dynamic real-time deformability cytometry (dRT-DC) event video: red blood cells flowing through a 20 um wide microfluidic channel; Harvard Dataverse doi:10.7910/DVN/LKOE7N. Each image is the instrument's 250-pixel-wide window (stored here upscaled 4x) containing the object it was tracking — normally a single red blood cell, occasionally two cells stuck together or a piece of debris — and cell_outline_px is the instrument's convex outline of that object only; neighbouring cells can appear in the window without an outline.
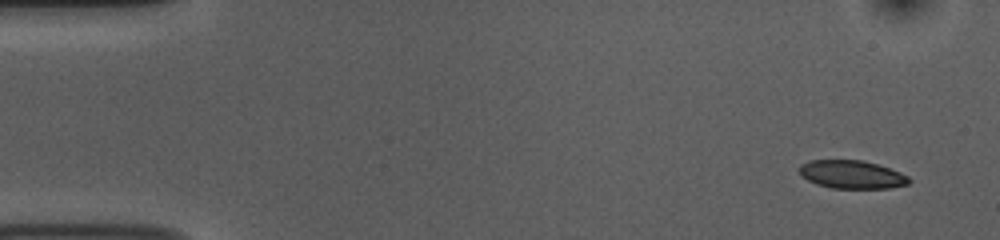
{"species": "common noctule bat (a hibernating species)", "species_latin": "Nyctalus noctula", "temperature_condition": "room temperature", "stored_images_in_passage": 53, "camera_frame_rate_fps": 3000, "um_per_image_px": 0.085, "animal": {"sex": "female", "body_mass_g": 10.0, "forearm_length_mm": 53.1}, "frame": {"image": 1, "passage_image": 3, "time_ms": 0.667, "image_size_px": [1000, 240], "cell_outline_px": [[912, 180], [908, 184], [888, 188], [832, 188], [816, 184], [800, 176], [800, 164], [812, 160], [864, 160], [900, 172], [908, 176]], "centroid_in_image_um": [72.4, 14.83], "position_along_channel_um": 12.6, "area_um2": 17.98}}
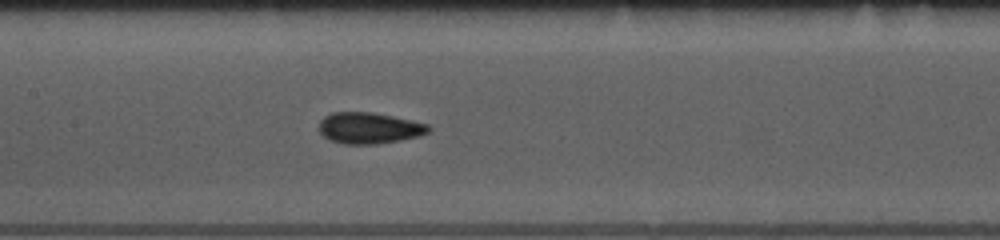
{"frame": {"image": 2, "passage_image": 25, "time_ms": 8.0, "image_size_px": [1000, 240], "cell_outline_px": [[432, 128], [428, 132], [420, 136], [400, 140], [376, 144], [344, 144], [328, 140], [320, 132], [320, 120], [324, 116], [332, 112], [372, 112], [412, 120], [428, 124]], "centroid_in_image_um": [31.38, 10.88], "position_along_channel_um": 176.0, "area_um2": 20.0}}
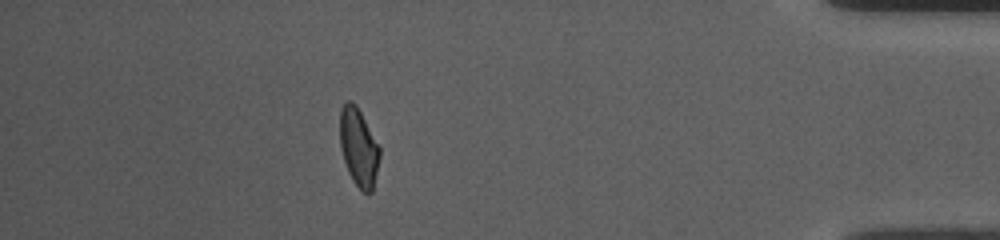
{"frame": {"image": 3, "passage_image": 47, "time_ms": 15.333, "image_size_px": [1000, 240], "cell_outline_px": [[380, 156], [372, 192], [368, 196], [352, 180], [348, 172], [340, 148], [340, 108], [348, 100], [352, 100], [356, 104], [380, 148]], "centroid_in_image_um": [30.47, 12.52], "position_along_channel_um": 404.7, "area_um2": 18.03}, "authors_computed_cell_mechanics": {"area_um2": 19.0162, "velocity_mm_per_s": 3.7526, "shape_relaxation_time_tau1_ms": 7.2463, "shape_relaxation_time_tau2_ms": 2.1047, "deformation_change_tau1": 0.1428, "deformation_change_tau2": 0.0642}}